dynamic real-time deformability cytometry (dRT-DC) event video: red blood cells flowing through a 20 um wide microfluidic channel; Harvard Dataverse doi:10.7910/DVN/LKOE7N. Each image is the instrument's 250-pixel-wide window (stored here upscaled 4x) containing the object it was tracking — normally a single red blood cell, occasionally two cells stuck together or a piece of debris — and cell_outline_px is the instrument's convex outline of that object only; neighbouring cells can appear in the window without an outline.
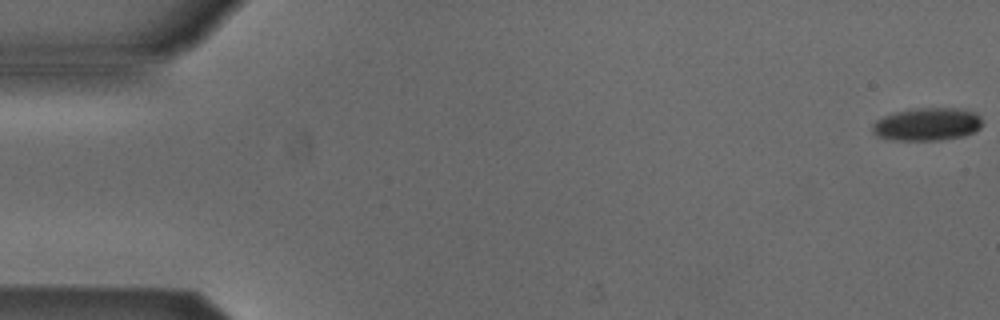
{"species": "Egyptian fruit bat (a non-hibernating species)", "species_latin": "Rousettus aegyptiacus", "temperature_condition": "cold", "stored_images_in_passage": 6, "camera_frame_rate_fps": 3000, "um_per_image_px": 0.085, "animal": {"sex": "male"}, "frame": {"image": 1, "passage_image": 1, "time_ms": 0.0, "image_size_px": [1000, 320], "cell_outline_px": [[984, 124], [976, 132], [964, 136], [940, 140], [896, 140], [876, 136], [872, 132], [872, 124], [876, 120], [884, 116], [896, 112], [912, 108], [956, 108], [976, 112], [980, 116]], "centroid_in_image_um": [78.84, 10.56], "position_along_channel_um": 6.2, "area_um2": 21.33}}
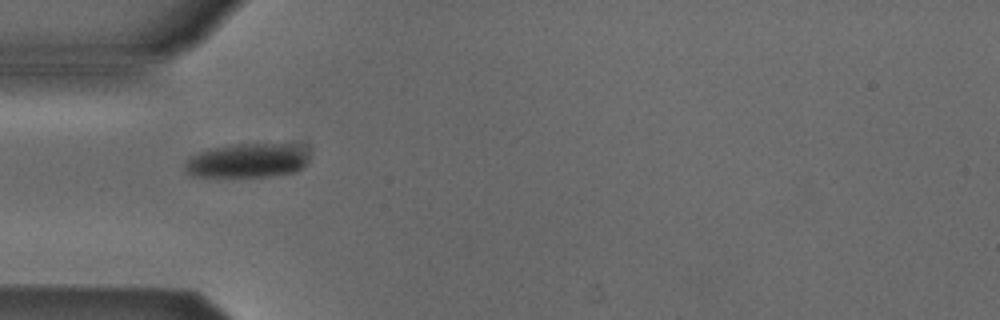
{"frame": {"image": 2, "passage_image": 5, "time_ms": 1.333, "image_size_px": [1000, 320], "cell_outline_px": [[304, 164], [296, 172], [268, 176], [192, 176], [184, 172], [184, 164], [188, 156], [196, 152], [208, 148], [236, 144], [300, 144], [304, 148]], "centroid_in_image_um": [20.91, 13.64], "position_along_channel_um": 64.1, "area_um2": 24.74}}
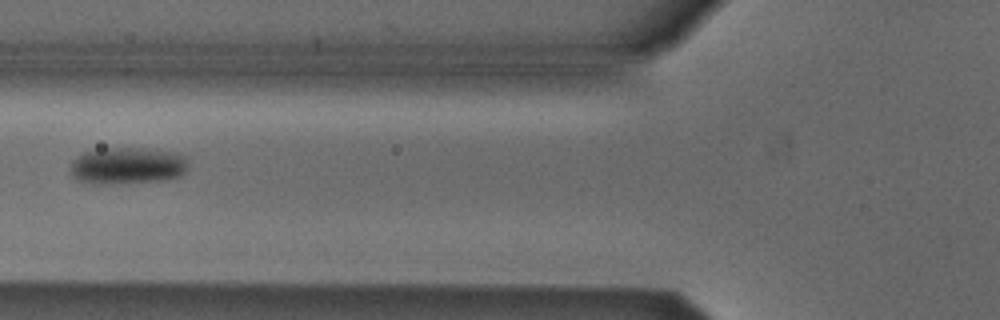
{"frame": {"image": 3, "passage_image": 6, "time_ms": 1.667, "image_size_px": [1000, 320], "cell_outline_px": [[188, 168], [180, 176], [168, 180], [104, 184], [96, 184], [76, 180], [72, 176], [68, 168], [76, 156], [84, 152], [104, 148], [144, 148], [176, 152], [188, 156]], "centroid_in_image_um": [10.85, 14.08], "position_along_channel_um": 115.0, "area_um2": 25.84}}